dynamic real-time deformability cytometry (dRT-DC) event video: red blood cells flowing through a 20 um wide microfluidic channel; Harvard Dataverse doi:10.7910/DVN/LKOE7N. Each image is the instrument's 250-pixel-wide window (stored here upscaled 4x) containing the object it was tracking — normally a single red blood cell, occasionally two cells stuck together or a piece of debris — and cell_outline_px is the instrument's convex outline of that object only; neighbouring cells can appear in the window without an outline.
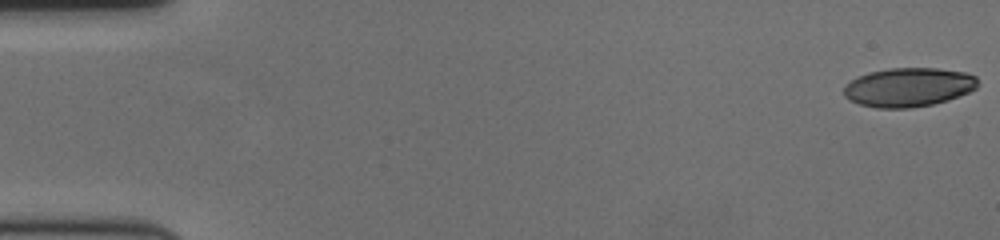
{"species": "human", "species_latin": "Homo sapiens", "temperature_condition": "cold", "stored_images_in_passage": 60, "camera_frame_rate_fps": 3000, "um_per_image_px": 0.085, "donor": {"sex": "female"}, "frame": {"image": 1, "passage_image": 1, "time_ms": 0.0, "image_size_px": [1000, 240], "cell_outline_px": [[976, 88], [968, 92], [948, 100], [932, 104], [912, 108], [876, 108], [860, 104], [848, 100], [844, 96], [844, 84], [856, 76], [868, 72], [888, 68], [936, 68], [964, 72], [976, 76]], "centroid_in_image_um": [77.16, 7.41], "position_along_channel_um": 7.8, "area_um2": 30.58}}
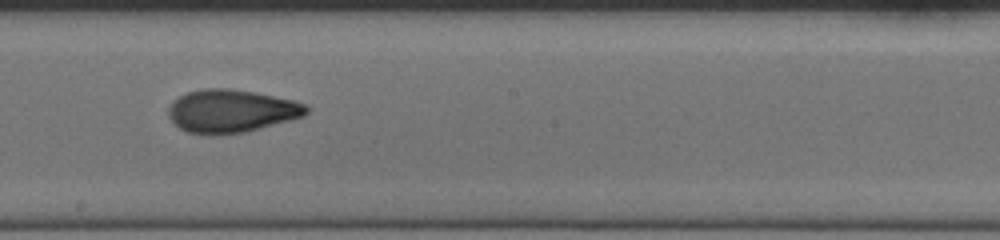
{"frame": {"image": 2, "passage_image": 34, "time_ms": 11.0, "image_size_px": [1000, 240], "cell_outline_px": [[308, 112], [304, 116], [260, 128], [244, 132], [220, 136], [208, 136], [188, 132], [180, 128], [168, 116], [168, 108], [172, 100], [188, 92], [204, 88], [228, 88], [256, 92], [296, 100], [308, 104]], "centroid_in_image_um": [19.66, 9.44], "position_along_channel_um": 228.5, "area_um2": 35.03}}
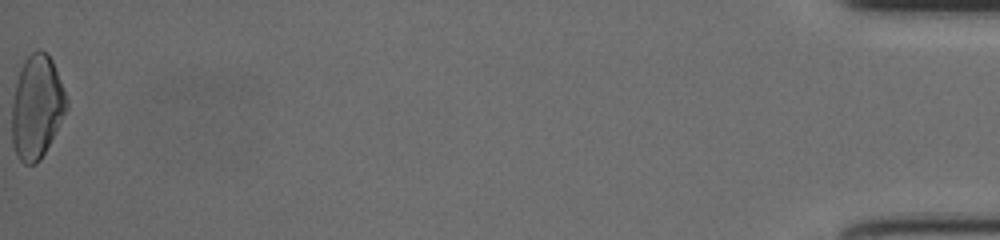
{"frame": {"image": 3, "passage_image": 60, "time_ms": 19.667, "image_size_px": [1000, 240], "cell_outline_px": [[68, 108], [40, 160], [36, 164], [24, 164], [16, 156], [12, 144], [12, 100], [16, 80], [20, 68], [24, 60], [36, 48], [40, 48], [52, 60], [68, 100]], "centroid_in_image_um": [3.1, 9.09], "position_along_channel_um": 432.1, "area_um2": 33.0}, "authors_computed_cell_mechanics": {"area_um2": 32.7437, "velocity_mm_per_s": 3.544, "shape_relaxation_time_tau1_ms": 8.594, "shape_relaxation_time_tau2_ms": 2.3601, "deformation_change_tau1": 0.2368, "deformation_change_tau2": 0.0852}}